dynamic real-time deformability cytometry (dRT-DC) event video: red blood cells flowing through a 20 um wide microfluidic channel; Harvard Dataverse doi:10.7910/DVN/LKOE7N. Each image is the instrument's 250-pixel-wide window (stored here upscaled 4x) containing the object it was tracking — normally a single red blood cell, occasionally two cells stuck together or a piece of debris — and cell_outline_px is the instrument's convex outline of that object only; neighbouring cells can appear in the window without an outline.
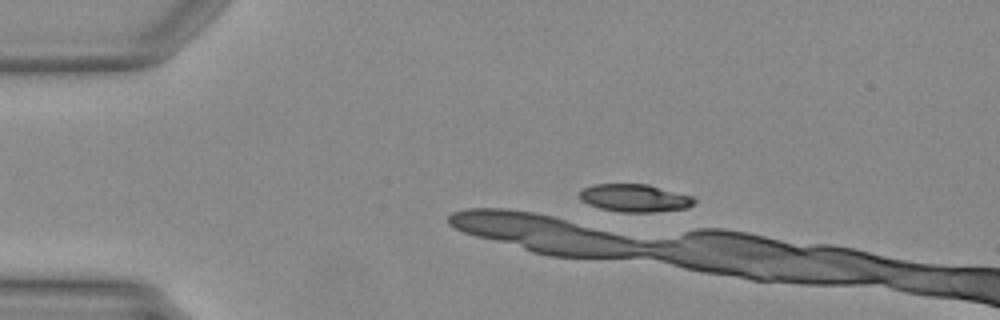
{"species": "Egyptian fruit bat (a non-hibernating species)", "species_latin": "Rousettus aegyptiacus", "temperature_condition": "warm", "stored_images_in_passage": 8, "camera_frame_rate_fps": 3000, "um_per_image_px": 0.085, "animal": {"sex": "female"}, "frame": {"image": 1, "passage_image": 7, "time_ms": 2.0, "image_size_px": [1000, 320], "cell_outline_px": [[696, 200], [688, 208], [652, 212], [620, 212], [600, 208], [588, 204], [580, 200], [580, 192], [584, 188], [596, 184], [648, 184], [692, 196]], "centroid_in_image_um": [53.95, 16.83], "position_along_channel_um": 31.0, "area_um2": 18.44}}